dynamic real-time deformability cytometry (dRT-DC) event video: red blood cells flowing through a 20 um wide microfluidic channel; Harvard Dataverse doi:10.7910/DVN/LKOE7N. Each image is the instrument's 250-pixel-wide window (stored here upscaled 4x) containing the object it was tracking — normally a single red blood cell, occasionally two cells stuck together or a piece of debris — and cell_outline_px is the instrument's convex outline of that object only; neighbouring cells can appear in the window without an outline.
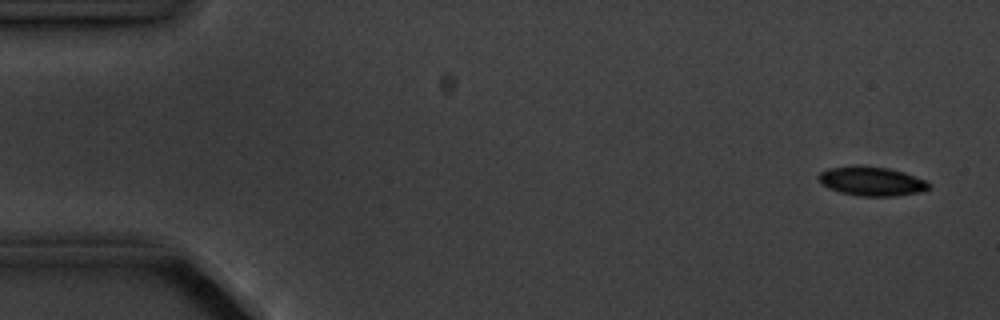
{"species": "common noctule bat (a hibernating species)", "species_latin": "Nyctalus noctula", "temperature_condition": "cold", "stored_images_in_passage": 8, "camera_frame_rate_fps": 3000, "um_per_image_px": 0.085, "animal": {"sex": "male", "body_mass_g": 20.1, "forearm_length_mm": 53.5}, "frame": {"image": 1, "passage_image": 1, "time_ms": 0.0, "image_size_px": [1000, 320], "cell_outline_px": [[932, 188], [920, 192], [896, 196], [860, 196], [840, 192], [828, 188], [820, 184], [816, 176], [820, 172], [828, 168], [888, 168], [904, 172], [924, 180]], "centroid_in_image_um": [74.08, 15.45], "position_along_channel_um": 10.9, "area_um2": 18.15}}
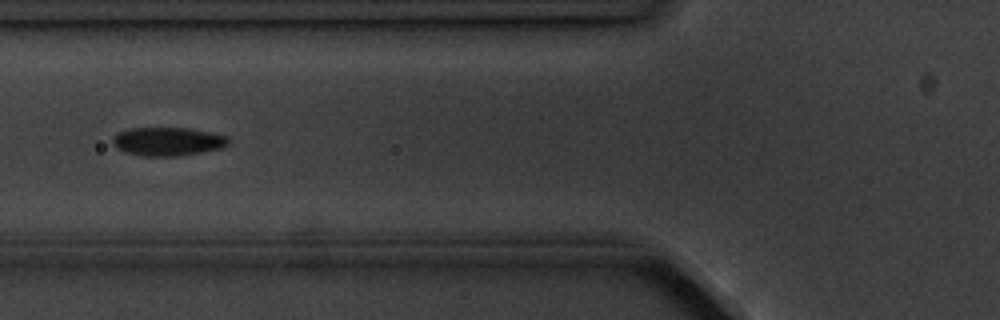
{"frame": {"image": 2, "passage_image": 6, "time_ms": 6.0, "image_size_px": [1000, 320], "cell_outline_px": [[228, 144], [220, 148], [200, 152], [176, 156], [144, 156], [124, 152], [116, 148], [112, 144], [112, 136], [116, 132], [132, 128], [188, 128], [212, 132], [228, 136]], "centroid_in_image_um": [14.21, 12.02], "position_along_channel_um": 111.6, "area_um2": 19.31}}
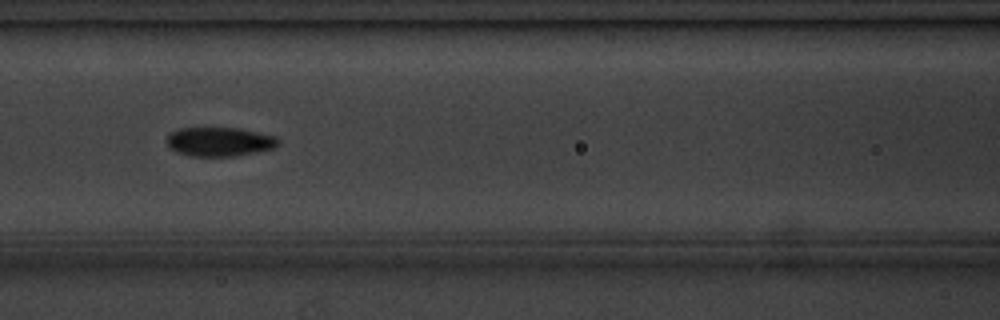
{"frame": {"image": 3, "passage_image": 7, "time_ms": 7.0, "image_size_px": [1000, 320], "cell_outline_px": [[280, 144], [276, 148], [236, 156], [192, 156], [176, 152], [168, 148], [164, 140], [172, 132], [180, 128], [240, 128], [276, 136], [280, 140]], "centroid_in_image_um": [18.67, 12.05], "position_along_channel_um": 147.9, "area_um2": 19.19}}